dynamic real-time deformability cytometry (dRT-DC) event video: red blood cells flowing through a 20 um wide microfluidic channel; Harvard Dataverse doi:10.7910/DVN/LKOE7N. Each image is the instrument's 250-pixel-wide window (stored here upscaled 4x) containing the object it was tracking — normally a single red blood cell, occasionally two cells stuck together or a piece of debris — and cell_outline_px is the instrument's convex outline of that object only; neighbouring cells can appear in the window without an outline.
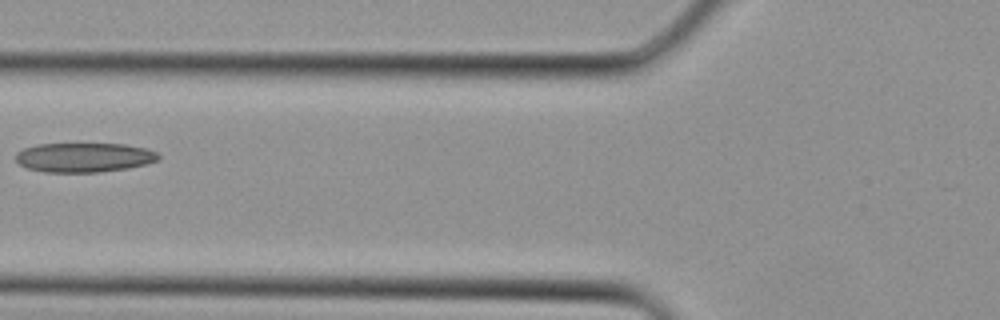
{"species": "Egyptian fruit bat (a non-hibernating species)", "species_latin": "Rousettus aegyptiacus", "temperature_condition": "cold", "stored_images_in_passage": 2, "camera_frame_rate_fps": 3000, "um_per_image_px": 0.085, "animal": {"sex": "female"}, "frame": {"image": 1, "passage_image": 2, "time_ms": 0.333, "image_size_px": [1000, 320], "cell_outline_px": [[160, 160], [148, 164], [128, 168], [100, 172], [44, 172], [28, 168], [20, 164], [16, 160], [16, 152], [24, 148], [36, 144], [124, 144], [148, 148], [156, 152], [160, 156]], "centroid_in_image_um": [7.18, 13.38], "position_along_channel_um": 118.6, "area_um2": 24.62}}